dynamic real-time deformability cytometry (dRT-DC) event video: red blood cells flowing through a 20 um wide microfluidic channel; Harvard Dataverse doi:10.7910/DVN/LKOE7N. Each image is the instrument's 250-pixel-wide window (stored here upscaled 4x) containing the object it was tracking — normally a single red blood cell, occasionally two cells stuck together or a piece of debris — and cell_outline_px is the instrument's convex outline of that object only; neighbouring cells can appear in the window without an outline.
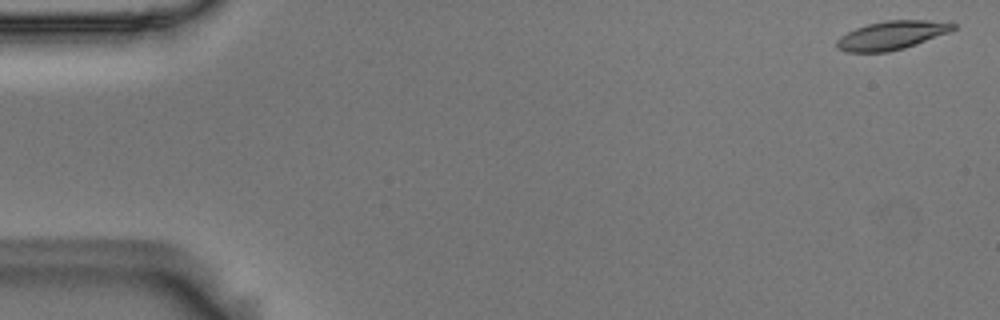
{"species": "Egyptian fruit bat (a non-hibernating species)", "species_latin": "Rousettus aegyptiacus", "temperature_condition": "room temperature", "stored_images_in_passage": 5, "camera_frame_rate_fps": 3000, "um_per_image_px": 0.085, "animal": {"sex": "male"}, "frame": {"image": 1, "passage_image": 1, "time_ms": 0.0, "image_size_px": [1000, 320], "cell_outline_px": [[956, 28], [948, 32], [916, 44], [904, 48], [888, 52], [844, 52], [836, 48], [836, 40], [840, 36], [856, 28], [868, 24], [888, 20], [928, 20], [956, 24]], "centroid_in_image_um": [75.74, 3.01], "position_along_channel_um": 9.3, "area_um2": 19.25}}
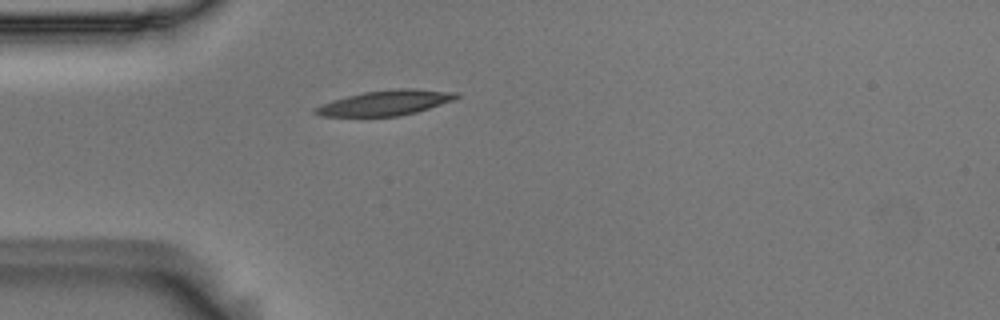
{"frame": {"image": 2, "passage_image": 5, "time_ms": 1.333, "image_size_px": [1000, 320], "cell_outline_px": [[460, 96], [452, 100], [416, 112], [396, 116], [320, 116], [312, 112], [312, 108], [332, 100], [364, 92], [396, 88], [416, 88], [456, 92]], "centroid_in_image_um": [32.72, 8.73], "position_along_channel_um": 52.3, "area_um2": 20.52}}